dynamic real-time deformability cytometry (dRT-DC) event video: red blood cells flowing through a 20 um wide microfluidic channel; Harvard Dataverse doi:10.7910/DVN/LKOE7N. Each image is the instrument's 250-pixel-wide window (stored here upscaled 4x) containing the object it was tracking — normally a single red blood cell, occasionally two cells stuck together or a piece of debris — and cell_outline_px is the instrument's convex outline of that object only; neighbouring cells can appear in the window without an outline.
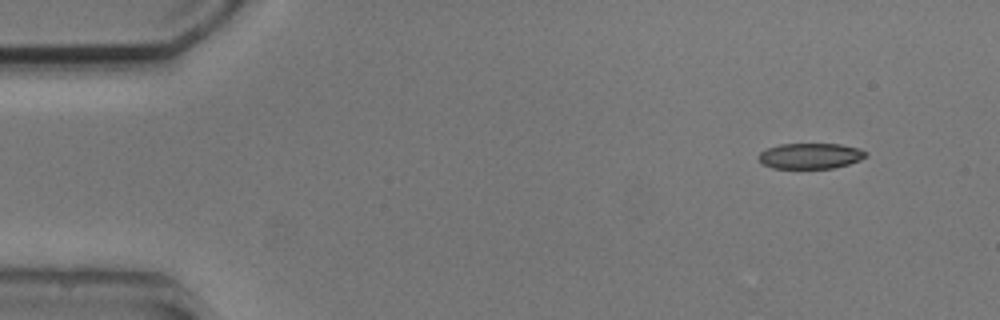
{"species": "common noctule bat (a hibernating species)", "species_latin": "Nyctalus noctula", "temperature_condition": "cold", "stored_images_in_passage": 5, "camera_frame_rate_fps": 3000, "um_per_image_px": 0.085, "animal": {"sex": "male", "body_mass_g": 20.5, "forearm_length_mm": 52.5}, "frame": {"image": 1, "passage_image": 1, "time_ms": 0.0, "image_size_px": [1000, 320], "cell_outline_px": [[868, 152], [860, 160], [848, 164], [832, 168], [772, 168], [764, 164], [756, 156], [760, 152], [768, 148], [780, 144], [840, 144], [860, 148]], "centroid_in_image_um": [68.88, 13.25], "position_along_channel_um": 16.1, "area_um2": 15.95}}
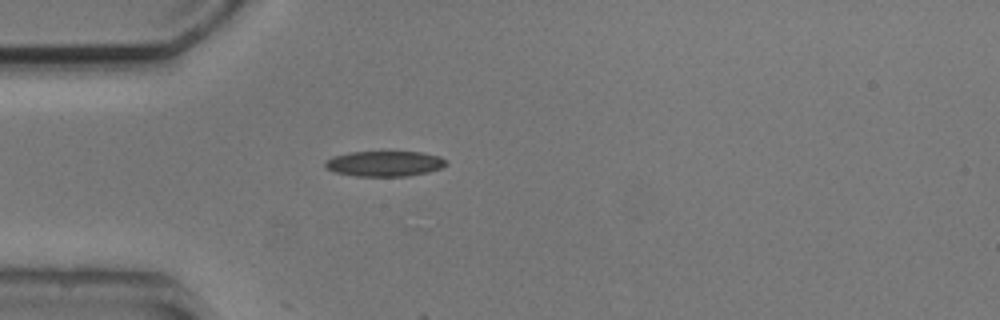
{"frame": {"image": 2, "passage_image": 4, "time_ms": 3.333, "image_size_px": [1000, 320], "cell_outline_px": [[448, 164], [440, 168], [428, 172], [408, 176], [356, 176], [336, 172], [328, 168], [324, 164], [324, 160], [332, 156], [348, 152], [420, 152], [440, 156], [448, 160]], "centroid_in_image_um": [32.7, 13.9], "position_along_channel_um": 52.3, "area_um2": 17.98}}